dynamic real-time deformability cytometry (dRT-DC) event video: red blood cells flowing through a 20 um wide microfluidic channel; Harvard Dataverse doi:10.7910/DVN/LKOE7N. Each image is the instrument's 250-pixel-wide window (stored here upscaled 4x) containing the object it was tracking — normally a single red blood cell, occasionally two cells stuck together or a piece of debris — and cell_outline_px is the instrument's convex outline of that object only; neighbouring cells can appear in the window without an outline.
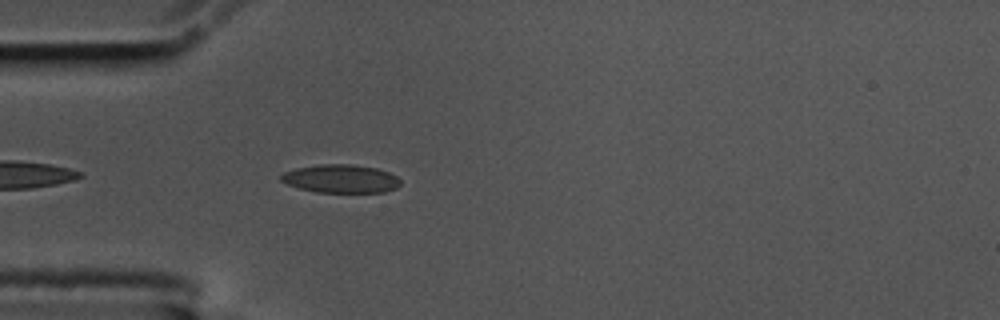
{"species": "common noctule bat (a hibernating species)", "species_latin": "Nyctalus noctula", "temperature_condition": "cold", "stored_images_in_passage": 45, "camera_frame_rate_fps": 3000, "um_per_image_px": 0.085, "animal": {"sex": "male", "body_mass_g": 17.5, "forearm_length_mm": 52.3}, "frame": {"image": 1, "passage_image": 3, "time_ms": 0.667, "image_size_px": [1000, 320], "cell_outline_px": [[400, 184], [396, 188], [384, 192], [316, 192], [300, 188], [288, 184], [280, 180], [280, 176], [284, 172], [296, 168], [320, 164], [352, 164], [376, 168], [388, 172], [396, 176], [400, 180]], "centroid_in_image_um": [28.97, 15.19], "position_along_channel_um": 56.0, "area_um2": 19.59}}
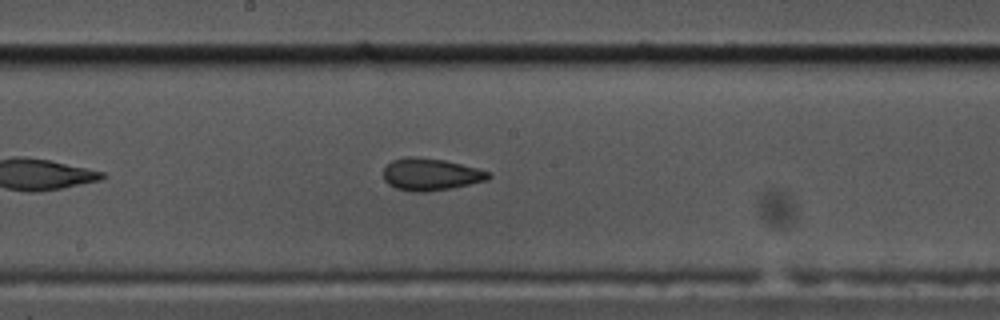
{"frame": {"image": 2, "passage_image": 17, "time_ms": 5.333, "image_size_px": [1000, 320], "cell_outline_px": [[492, 176], [488, 180], [452, 188], [428, 192], [412, 192], [396, 188], [388, 184], [384, 180], [384, 168], [392, 160], [404, 156], [416, 156], [444, 160], [492, 172]], "centroid_in_image_um": [36.61, 14.82], "position_along_channel_um": 211.6, "area_um2": 19.88}}
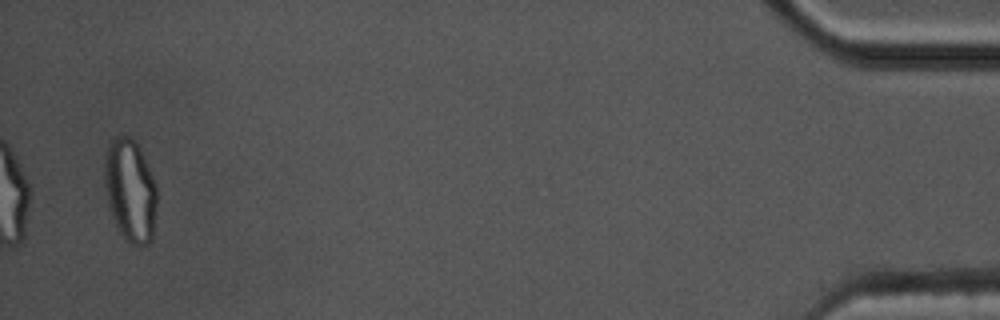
{"frame": {"image": 3, "passage_image": 43, "time_ms": 14.0, "image_size_px": [1000, 320], "cell_outline_px": [[156, 208], [152, 240], [148, 244], [140, 248], [124, 240], [112, 216], [108, 204], [104, 176], [104, 156], [108, 144], [116, 136], [128, 136], [140, 148], [156, 184]], "centroid_in_image_um": [11.07, 16.22], "position_along_channel_um": 424.1, "area_um2": 31.5}, "authors_computed_cell_mechanics": {"area_um2": 19.7676, "velocity_mm_per_s": 3.4356, "shape_relaxation_time_tau1_ms": null, "shape_relaxation_time_tau2_ms": 2.2265, "deformation_change_tau1": null, "deformation_change_tau2": 0.073}}